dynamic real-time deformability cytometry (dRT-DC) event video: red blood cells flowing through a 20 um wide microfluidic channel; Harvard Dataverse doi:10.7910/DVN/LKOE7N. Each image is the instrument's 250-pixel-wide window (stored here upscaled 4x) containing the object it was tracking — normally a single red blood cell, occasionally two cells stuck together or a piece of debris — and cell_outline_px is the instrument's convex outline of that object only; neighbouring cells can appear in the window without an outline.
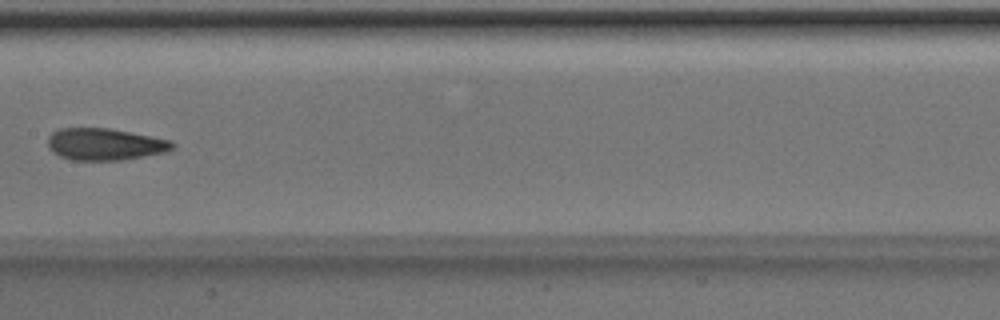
{"species": "Egyptian fruit bat (a non-hibernating species)", "species_latin": "Rousettus aegyptiacus", "temperature_condition": "room temperature", "stored_images_in_passage": 7, "camera_frame_rate_fps": 3000, "um_per_image_px": 0.085, "animal": {"sex": "male"}, "frame": {"image": 1, "passage_image": 7, "time_ms": 2.0, "image_size_px": [1000, 320], "cell_outline_px": [[176, 148], [164, 152], [144, 156], [120, 160], [72, 160], [60, 156], [52, 152], [48, 148], [48, 136], [52, 132], [60, 128], [108, 128], [172, 140], [176, 144]], "centroid_in_image_um": [8.91, 12.26], "position_along_channel_um": 198.5, "area_um2": 23.24}}